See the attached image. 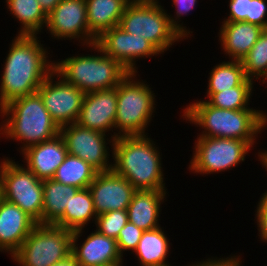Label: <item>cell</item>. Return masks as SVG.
I'll use <instances>...</instances> for the list:
<instances>
[{"instance_id": "15", "label": "cell", "mask_w": 267, "mask_h": 266, "mask_svg": "<svg viewBox=\"0 0 267 266\" xmlns=\"http://www.w3.org/2000/svg\"><path fill=\"white\" fill-rule=\"evenodd\" d=\"M88 188L97 215L114 210H127L137 191L126 178L113 170L98 172Z\"/></svg>"}, {"instance_id": "19", "label": "cell", "mask_w": 267, "mask_h": 266, "mask_svg": "<svg viewBox=\"0 0 267 266\" xmlns=\"http://www.w3.org/2000/svg\"><path fill=\"white\" fill-rule=\"evenodd\" d=\"M26 168L40 180L52 179L67 153L66 144L60 133L54 138L28 147L22 151Z\"/></svg>"}, {"instance_id": "1", "label": "cell", "mask_w": 267, "mask_h": 266, "mask_svg": "<svg viewBox=\"0 0 267 266\" xmlns=\"http://www.w3.org/2000/svg\"><path fill=\"white\" fill-rule=\"evenodd\" d=\"M36 35H17L6 57L0 86V109L10 102L37 92L53 72L54 62Z\"/></svg>"}, {"instance_id": "9", "label": "cell", "mask_w": 267, "mask_h": 266, "mask_svg": "<svg viewBox=\"0 0 267 266\" xmlns=\"http://www.w3.org/2000/svg\"><path fill=\"white\" fill-rule=\"evenodd\" d=\"M0 165L2 198L19 206L37 224H42L43 180L8 157Z\"/></svg>"}, {"instance_id": "31", "label": "cell", "mask_w": 267, "mask_h": 266, "mask_svg": "<svg viewBox=\"0 0 267 266\" xmlns=\"http://www.w3.org/2000/svg\"><path fill=\"white\" fill-rule=\"evenodd\" d=\"M127 222V210H114L97 215L95 224L100 234L116 240Z\"/></svg>"}, {"instance_id": "11", "label": "cell", "mask_w": 267, "mask_h": 266, "mask_svg": "<svg viewBox=\"0 0 267 266\" xmlns=\"http://www.w3.org/2000/svg\"><path fill=\"white\" fill-rule=\"evenodd\" d=\"M53 76H56L54 71L43 81L37 93L40 95L52 120L60 128L76 123L85 93L64 81L61 77L53 83Z\"/></svg>"}, {"instance_id": "35", "label": "cell", "mask_w": 267, "mask_h": 266, "mask_svg": "<svg viewBox=\"0 0 267 266\" xmlns=\"http://www.w3.org/2000/svg\"><path fill=\"white\" fill-rule=\"evenodd\" d=\"M230 15L223 22H246V17L250 16V0H230Z\"/></svg>"}, {"instance_id": "24", "label": "cell", "mask_w": 267, "mask_h": 266, "mask_svg": "<svg viewBox=\"0 0 267 266\" xmlns=\"http://www.w3.org/2000/svg\"><path fill=\"white\" fill-rule=\"evenodd\" d=\"M78 190L53 179L43 180L42 224H54Z\"/></svg>"}, {"instance_id": "22", "label": "cell", "mask_w": 267, "mask_h": 266, "mask_svg": "<svg viewBox=\"0 0 267 266\" xmlns=\"http://www.w3.org/2000/svg\"><path fill=\"white\" fill-rule=\"evenodd\" d=\"M88 28L98 39L105 31L119 25L126 4L122 0H85Z\"/></svg>"}, {"instance_id": "17", "label": "cell", "mask_w": 267, "mask_h": 266, "mask_svg": "<svg viewBox=\"0 0 267 266\" xmlns=\"http://www.w3.org/2000/svg\"><path fill=\"white\" fill-rule=\"evenodd\" d=\"M82 231V229L73 231L72 237L71 255L79 266H108L123 260L117 241L100 234L97 230L89 234L78 247L77 239L82 236Z\"/></svg>"}, {"instance_id": "6", "label": "cell", "mask_w": 267, "mask_h": 266, "mask_svg": "<svg viewBox=\"0 0 267 266\" xmlns=\"http://www.w3.org/2000/svg\"><path fill=\"white\" fill-rule=\"evenodd\" d=\"M135 72H130L117 86V111L115 128L119 132L109 142L121 136H144L152 120L155 95L149 85L135 81Z\"/></svg>"}, {"instance_id": "10", "label": "cell", "mask_w": 267, "mask_h": 266, "mask_svg": "<svg viewBox=\"0 0 267 266\" xmlns=\"http://www.w3.org/2000/svg\"><path fill=\"white\" fill-rule=\"evenodd\" d=\"M194 149L189 169L204 175L225 171L240 164L251 146L244 140L199 136Z\"/></svg>"}, {"instance_id": "20", "label": "cell", "mask_w": 267, "mask_h": 266, "mask_svg": "<svg viewBox=\"0 0 267 266\" xmlns=\"http://www.w3.org/2000/svg\"><path fill=\"white\" fill-rule=\"evenodd\" d=\"M222 23L219 40L225 54L232 56V60L241 61L264 30L261 26L244 21Z\"/></svg>"}, {"instance_id": "42", "label": "cell", "mask_w": 267, "mask_h": 266, "mask_svg": "<svg viewBox=\"0 0 267 266\" xmlns=\"http://www.w3.org/2000/svg\"><path fill=\"white\" fill-rule=\"evenodd\" d=\"M123 261L121 262H117V263H114V264H111V265H108V266H122V263Z\"/></svg>"}, {"instance_id": "27", "label": "cell", "mask_w": 267, "mask_h": 266, "mask_svg": "<svg viewBox=\"0 0 267 266\" xmlns=\"http://www.w3.org/2000/svg\"><path fill=\"white\" fill-rule=\"evenodd\" d=\"M6 3L12 15L22 23L18 35H37L46 26L47 15L38 0H6Z\"/></svg>"}, {"instance_id": "16", "label": "cell", "mask_w": 267, "mask_h": 266, "mask_svg": "<svg viewBox=\"0 0 267 266\" xmlns=\"http://www.w3.org/2000/svg\"><path fill=\"white\" fill-rule=\"evenodd\" d=\"M116 109L117 87L86 93L76 123L105 134L115 128Z\"/></svg>"}, {"instance_id": "36", "label": "cell", "mask_w": 267, "mask_h": 266, "mask_svg": "<svg viewBox=\"0 0 267 266\" xmlns=\"http://www.w3.org/2000/svg\"><path fill=\"white\" fill-rule=\"evenodd\" d=\"M256 217H257V225H258V231L260 232L259 236L260 239L264 242L267 241V191L263 193V196L261 197L257 211H256Z\"/></svg>"}, {"instance_id": "8", "label": "cell", "mask_w": 267, "mask_h": 266, "mask_svg": "<svg viewBox=\"0 0 267 266\" xmlns=\"http://www.w3.org/2000/svg\"><path fill=\"white\" fill-rule=\"evenodd\" d=\"M73 231L53 224H37L12 255L21 266H50L71 255Z\"/></svg>"}, {"instance_id": "40", "label": "cell", "mask_w": 267, "mask_h": 266, "mask_svg": "<svg viewBox=\"0 0 267 266\" xmlns=\"http://www.w3.org/2000/svg\"><path fill=\"white\" fill-rule=\"evenodd\" d=\"M260 153L258 154V157L261 158L260 162H261L262 166L264 165L263 167H265L267 170V151L265 150L264 152H260Z\"/></svg>"}, {"instance_id": "38", "label": "cell", "mask_w": 267, "mask_h": 266, "mask_svg": "<svg viewBox=\"0 0 267 266\" xmlns=\"http://www.w3.org/2000/svg\"><path fill=\"white\" fill-rule=\"evenodd\" d=\"M41 9L48 15L60 2L61 0H38Z\"/></svg>"}, {"instance_id": "3", "label": "cell", "mask_w": 267, "mask_h": 266, "mask_svg": "<svg viewBox=\"0 0 267 266\" xmlns=\"http://www.w3.org/2000/svg\"><path fill=\"white\" fill-rule=\"evenodd\" d=\"M184 109L182 116L205 130L198 136L244 140L251 147L257 134L267 126V115L260 110L220 109L206 100L189 104Z\"/></svg>"}, {"instance_id": "23", "label": "cell", "mask_w": 267, "mask_h": 266, "mask_svg": "<svg viewBox=\"0 0 267 266\" xmlns=\"http://www.w3.org/2000/svg\"><path fill=\"white\" fill-rule=\"evenodd\" d=\"M92 218L96 222L97 214L94 210L93 198L87 187L75 193L69 205L66 206L64 214L53 225L76 231L83 229L90 220L93 221Z\"/></svg>"}, {"instance_id": "2", "label": "cell", "mask_w": 267, "mask_h": 266, "mask_svg": "<svg viewBox=\"0 0 267 266\" xmlns=\"http://www.w3.org/2000/svg\"><path fill=\"white\" fill-rule=\"evenodd\" d=\"M148 136L117 137L113 146L112 170L138 190H167L160 152Z\"/></svg>"}, {"instance_id": "26", "label": "cell", "mask_w": 267, "mask_h": 266, "mask_svg": "<svg viewBox=\"0 0 267 266\" xmlns=\"http://www.w3.org/2000/svg\"><path fill=\"white\" fill-rule=\"evenodd\" d=\"M97 173L98 171L89 163L67 154L52 179L64 185L83 189L90 186Z\"/></svg>"}, {"instance_id": "39", "label": "cell", "mask_w": 267, "mask_h": 266, "mask_svg": "<svg viewBox=\"0 0 267 266\" xmlns=\"http://www.w3.org/2000/svg\"><path fill=\"white\" fill-rule=\"evenodd\" d=\"M50 266H79V264L77 263L75 258L72 255H70L65 260H62V261L57 262V263H54V264H52Z\"/></svg>"}, {"instance_id": "7", "label": "cell", "mask_w": 267, "mask_h": 266, "mask_svg": "<svg viewBox=\"0 0 267 266\" xmlns=\"http://www.w3.org/2000/svg\"><path fill=\"white\" fill-rule=\"evenodd\" d=\"M158 0L126 5L118 27L128 34L145 38L161 53L183 36L170 24L169 15Z\"/></svg>"}, {"instance_id": "14", "label": "cell", "mask_w": 267, "mask_h": 266, "mask_svg": "<svg viewBox=\"0 0 267 266\" xmlns=\"http://www.w3.org/2000/svg\"><path fill=\"white\" fill-rule=\"evenodd\" d=\"M46 27L57 39L78 38L87 46L97 41L88 28L85 0H61L47 15Z\"/></svg>"}, {"instance_id": "43", "label": "cell", "mask_w": 267, "mask_h": 266, "mask_svg": "<svg viewBox=\"0 0 267 266\" xmlns=\"http://www.w3.org/2000/svg\"><path fill=\"white\" fill-rule=\"evenodd\" d=\"M2 198V183H1V178H0V200Z\"/></svg>"}, {"instance_id": "37", "label": "cell", "mask_w": 267, "mask_h": 266, "mask_svg": "<svg viewBox=\"0 0 267 266\" xmlns=\"http://www.w3.org/2000/svg\"><path fill=\"white\" fill-rule=\"evenodd\" d=\"M240 256H231L230 258H222L220 259H207V261H202L200 263L193 264L192 266H240L241 259L238 258Z\"/></svg>"}, {"instance_id": "5", "label": "cell", "mask_w": 267, "mask_h": 266, "mask_svg": "<svg viewBox=\"0 0 267 266\" xmlns=\"http://www.w3.org/2000/svg\"><path fill=\"white\" fill-rule=\"evenodd\" d=\"M87 47H93L101 56H72L55 62L53 71L57 77L86 94L115 88L130 73L119 62L106 55L96 43Z\"/></svg>"}, {"instance_id": "12", "label": "cell", "mask_w": 267, "mask_h": 266, "mask_svg": "<svg viewBox=\"0 0 267 266\" xmlns=\"http://www.w3.org/2000/svg\"><path fill=\"white\" fill-rule=\"evenodd\" d=\"M60 135L68 154L81 158L98 172L112 170V163H108L109 147L104 133L73 123L60 127Z\"/></svg>"}, {"instance_id": "21", "label": "cell", "mask_w": 267, "mask_h": 266, "mask_svg": "<svg viewBox=\"0 0 267 266\" xmlns=\"http://www.w3.org/2000/svg\"><path fill=\"white\" fill-rule=\"evenodd\" d=\"M166 193V190L136 191L127 208L128 222L135 224L143 231L160 227L158 217L161 202L165 200Z\"/></svg>"}, {"instance_id": "4", "label": "cell", "mask_w": 267, "mask_h": 266, "mask_svg": "<svg viewBox=\"0 0 267 266\" xmlns=\"http://www.w3.org/2000/svg\"><path fill=\"white\" fill-rule=\"evenodd\" d=\"M1 113L3 118H9L3 121L0 134L12 140H20L21 143L23 141L21 152L60 133V128L52 120L37 92L10 102L0 109Z\"/></svg>"}, {"instance_id": "28", "label": "cell", "mask_w": 267, "mask_h": 266, "mask_svg": "<svg viewBox=\"0 0 267 266\" xmlns=\"http://www.w3.org/2000/svg\"><path fill=\"white\" fill-rule=\"evenodd\" d=\"M253 89V80L246 78L239 86L221 92H206L210 105L227 110L253 109L249 108V100Z\"/></svg>"}, {"instance_id": "18", "label": "cell", "mask_w": 267, "mask_h": 266, "mask_svg": "<svg viewBox=\"0 0 267 266\" xmlns=\"http://www.w3.org/2000/svg\"><path fill=\"white\" fill-rule=\"evenodd\" d=\"M36 225L37 223L19 206L1 198L0 251L4 250L12 256Z\"/></svg>"}, {"instance_id": "30", "label": "cell", "mask_w": 267, "mask_h": 266, "mask_svg": "<svg viewBox=\"0 0 267 266\" xmlns=\"http://www.w3.org/2000/svg\"><path fill=\"white\" fill-rule=\"evenodd\" d=\"M246 78L267 79V29H264L248 54L241 60ZM264 77V78H263Z\"/></svg>"}, {"instance_id": "41", "label": "cell", "mask_w": 267, "mask_h": 266, "mask_svg": "<svg viewBox=\"0 0 267 266\" xmlns=\"http://www.w3.org/2000/svg\"><path fill=\"white\" fill-rule=\"evenodd\" d=\"M126 5L143 3L147 0H122Z\"/></svg>"}, {"instance_id": "29", "label": "cell", "mask_w": 267, "mask_h": 266, "mask_svg": "<svg viewBox=\"0 0 267 266\" xmlns=\"http://www.w3.org/2000/svg\"><path fill=\"white\" fill-rule=\"evenodd\" d=\"M209 74L207 92H221L239 86L246 79L242 62L232 59L214 66Z\"/></svg>"}, {"instance_id": "34", "label": "cell", "mask_w": 267, "mask_h": 266, "mask_svg": "<svg viewBox=\"0 0 267 266\" xmlns=\"http://www.w3.org/2000/svg\"><path fill=\"white\" fill-rule=\"evenodd\" d=\"M266 0H250V16L246 17V22L261 26L267 29V6Z\"/></svg>"}, {"instance_id": "33", "label": "cell", "mask_w": 267, "mask_h": 266, "mask_svg": "<svg viewBox=\"0 0 267 266\" xmlns=\"http://www.w3.org/2000/svg\"><path fill=\"white\" fill-rule=\"evenodd\" d=\"M173 4L176 6V19L173 17H169L170 24L186 39L185 37H189L190 31L186 29V27H183L182 24H179V21L177 20L181 15H186L188 12H190L195 4L197 3V0H173ZM177 20V21H176Z\"/></svg>"}, {"instance_id": "25", "label": "cell", "mask_w": 267, "mask_h": 266, "mask_svg": "<svg viewBox=\"0 0 267 266\" xmlns=\"http://www.w3.org/2000/svg\"><path fill=\"white\" fill-rule=\"evenodd\" d=\"M161 227L144 231L135 254L141 266H169L166 258L169 253V241Z\"/></svg>"}, {"instance_id": "13", "label": "cell", "mask_w": 267, "mask_h": 266, "mask_svg": "<svg viewBox=\"0 0 267 266\" xmlns=\"http://www.w3.org/2000/svg\"><path fill=\"white\" fill-rule=\"evenodd\" d=\"M100 49L119 62L127 71L137 73L135 59L162 54L145 38L128 34L116 26L105 31L96 41ZM134 62V63H133Z\"/></svg>"}, {"instance_id": "32", "label": "cell", "mask_w": 267, "mask_h": 266, "mask_svg": "<svg viewBox=\"0 0 267 266\" xmlns=\"http://www.w3.org/2000/svg\"><path fill=\"white\" fill-rule=\"evenodd\" d=\"M143 232L135 224L127 222L116 239L120 254L123 255V252L128 250L134 252Z\"/></svg>"}]
</instances>
